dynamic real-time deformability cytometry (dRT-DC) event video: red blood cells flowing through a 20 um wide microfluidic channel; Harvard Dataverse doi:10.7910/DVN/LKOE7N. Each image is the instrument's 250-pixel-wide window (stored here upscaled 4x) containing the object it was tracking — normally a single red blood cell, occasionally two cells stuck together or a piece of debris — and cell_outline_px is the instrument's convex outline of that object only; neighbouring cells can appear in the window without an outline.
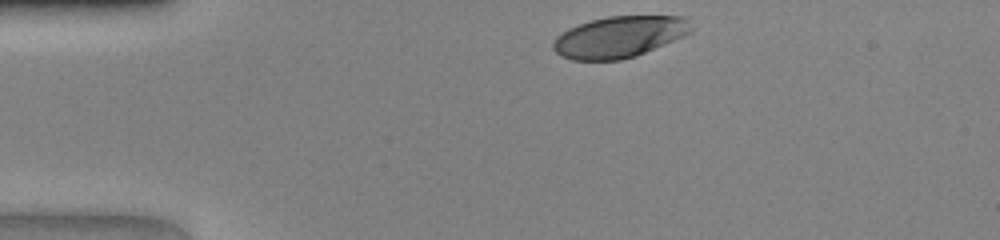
{"species": "human", "species_latin": "Homo sapiens", "temperature_condition": "warm", "stored_images_in_passage": 30, "camera_frame_rate_fps": 3000, "um_per_image_px": 0.085, "donor": {"sex": "female"}, "frame": {"image": 1, "passage_image": 1, "time_ms": 0.0, "image_size_px": [1000, 240], "cell_outline_px": [[692, 32], [684, 36], [636, 56], [620, 60], [572, 60], [560, 56], [552, 48], [552, 40], [556, 36], [568, 28], [592, 20], [608, 16], [684, 16], [688, 20], [692, 28]], "centroid_in_image_um": [52.62, 3.14], "position_along_channel_um": 32.4, "area_um2": 33.35}}
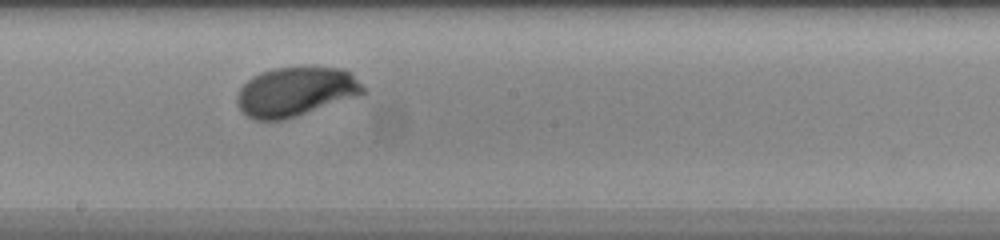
{"frame": {"image": 2, "passage_image": 18, "time_ms": 5.667, "image_size_px": [1000, 240], "cell_outline_px": [[364, 92], [356, 96], [284, 120], [252, 120], [236, 104], [236, 92], [252, 76], [260, 72], [272, 68], [344, 68], [364, 88]], "centroid_in_image_um": [25.04, 7.8], "position_along_channel_um": 223.2, "area_um2": 35.6}}
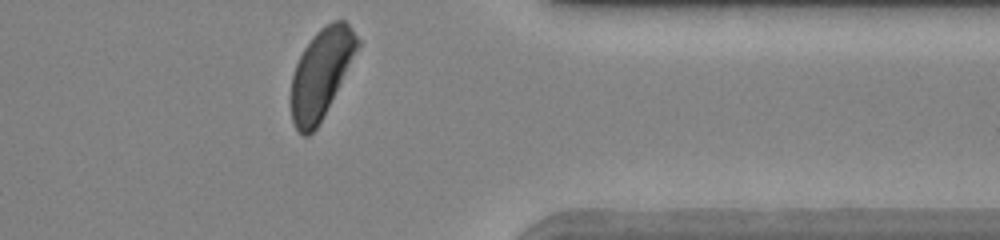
{"frame": {"image": 3, "passage_image": 30, "time_ms": 9.667, "image_size_px": [1000, 240], "cell_outline_px": [[360, 44], [324, 116], [316, 128], [308, 136], [304, 136], [296, 128], [292, 120], [292, 76], [296, 64], [304, 48], [312, 36], [320, 28], [332, 20], [344, 20], [352, 28], [360, 40]], "centroid_in_image_um": [27.3, 6.21], "position_along_channel_um": 384.1, "area_um2": 33.93}}